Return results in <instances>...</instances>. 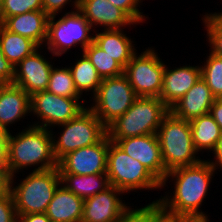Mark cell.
Returning <instances> with one entry per match:
<instances>
[{"label":"cell","instance_id":"1","mask_svg":"<svg viewBox=\"0 0 222 222\" xmlns=\"http://www.w3.org/2000/svg\"><path fill=\"white\" fill-rule=\"evenodd\" d=\"M213 173L215 170L208 160L168 172L161 187L171 177L175 180V190L173 197L166 195L155 201L162 218L172 221H209L208 216L199 211V207L207 195Z\"/></svg>","mask_w":222,"mask_h":222},{"label":"cell","instance_id":"2","mask_svg":"<svg viewBox=\"0 0 222 222\" xmlns=\"http://www.w3.org/2000/svg\"><path fill=\"white\" fill-rule=\"evenodd\" d=\"M52 130L29 125L16 136L10 133L8 139V171L16 176L18 170L38 166L33 171H43L58 167L53 153ZM40 164V165H39Z\"/></svg>","mask_w":222,"mask_h":222},{"label":"cell","instance_id":"3","mask_svg":"<svg viewBox=\"0 0 222 222\" xmlns=\"http://www.w3.org/2000/svg\"><path fill=\"white\" fill-rule=\"evenodd\" d=\"M156 135L165 176L174 169L192 166L202 161L196 157L198 151L192 141L190 121L177 118L169 112L163 118Z\"/></svg>","mask_w":222,"mask_h":222},{"label":"cell","instance_id":"4","mask_svg":"<svg viewBox=\"0 0 222 222\" xmlns=\"http://www.w3.org/2000/svg\"><path fill=\"white\" fill-rule=\"evenodd\" d=\"M169 112L159 97H137L133 105L107 127L109 139L156 134Z\"/></svg>","mask_w":222,"mask_h":222},{"label":"cell","instance_id":"5","mask_svg":"<svg viewBox=\"0 0 222 222\" xmlns=\"http://www.w3.org/2000/svg\"><path fill=\"white\" fill-rule=\"evenodd\" d=\"M11 176L10 192L13 197L16 214L45 213L54 193L61 184L58 167L43 171H33L13 187Z\"/></svg>","mask_w":222,"mask_h":222},{"label":"cell","instance_id":"6","mask_svg":"<svg viewBox=\"0 0 222 222\" xmlns=\"http://www.w3.org/2000/svg\"><path fill=\"white\" fill-rule=\"evenodd\" d=\"M107 177L110 186L127 193L139 189L162 188L161 182L139 161L123 152L109 139L107 152Z\"/></svg>","mask_w":222,"mask_h":222},{"label":"cell","instance_id":"7","mask_svg":"<svg viewBox=\"0 0 222 222\" xmlns=\"http://www.w3.org/2000/svg\"><path fill=\"white\" fill-rule=\"evenodd\" d=\"M58 126L63 128L58 141L52 137L53 153L57 161L69 152L98 143L107 134V127L89 107Z\"/></svg>","mask_w":222,"mask_h":222},{"label":"cell","instance_id":"8","mask_svg":"<svg viewBox=\"0 0 222 222\" xmlns=\"http://www.w3.org/2000/svg\"><path fill=\"white\" fill-rule=\"evenodd\" d=\"M137 97L124 74L105 78L92 98L95 105L89 109L108 127L133 105Z\"/></svg>","mask_w":222,"mask_h":222},{"label":"cell","instance_id":"9","mask_svg":"<svg viewBox=\"0 0 222 222\" xmlns=\"http://www.w3.org/2000/svg\"><path fill=\"white\" fill-rule=\"evenodd\" d=\"M56 15L48 21L46 46L53 55L61 56L72 46L80 44L84 50L93 42L89 32L92 27L79 10L67 12L55 22Z\"/></svg>","mask_w":222,"mask_h":222},{"label":"cell","instance_id":"10","mask_svg":"<svg viewBox=\"0 0 222 222\" xmlns=\"http://www.w3.org/2000/svg\"><path fill=\"white\" fill-rule=\"evenodd\" d=\"M165 63L153 49H146L139 56L135 53L124 75L138 97H159L163 87Z\"/></svg>","mask_w":222,"mask_h":222},{"label":"cell","instance_id":"11","mask_svg":"<svg viewBox=\"0 0 222 222\" xmlns=\"http://www.w3.org/2000/svg\"><path fill=\"white\" fill-rule=\"evenodd\" d=\"M80 98L58 96L47 90L39 91L30 96V112L42 121L34 126L50 129L77 117L84 107ZM51 126V127H50ZM49 127V128H48Z\"/></svg>","mask_w":222,"mask_h":222},{"label":"cell","instance_id":"12","mask_svg":"<svg viewBox=\"0 0 222 222\" xmlns=\"http://www.w3.org/2000/svg\"><path fill=\"white\" fill-rule=\"evenodd\" d=\"M108 148L106 134L98 143L67 153L58 161L60 174H106Z\"/></svg>","mask_w":222,"mask_h":222},{"label":"cell","instance_id":"13","mask_svg":"<svg viewBox=\"0 0 222 222\" xmlns=\"http://www.w3.org/2000/svg\"><path fill=\"white\" fill-rule=\"evenodd\" d=\"M123 152L139 161L161 183L165 179V167L156 134H148L123 139H110Z\"/></svg>","mask_w":222,"mask_h":222},{"label":"cell","instance_id":"14","mask_svg":"<svg viewBox=\"0 0 222 222\" xmlns=\"http://www.w3.org/2000/svg\"><path fill=\"white\" fill-rule=\"evenodd\" d=\"M50 63L37 49L14 67L12 84L22 88L30 96L36 92L47 90L53 67Z\"/></svg>","mask_w":222,"mask_h":222},{"label":"cell","instance_id":"15","mask_svg":"<svg viewBox=\"0 0 222 222\" xmlns=\"http://www.w3.org/2000/svg\"><path fill=\"white\" fill-rule=\"evenodd\" d=\"M124 192L110 186L106 190L84 200L81 222H116L131 206L123 203L120 194ZM119 194V195H118Z\"/></svg>","mask_w":222,"mask_h":222},{"label":"cell","instance_id":"16","mask_svg":"<svg viewBox=\"0 0 222 222\" xmlns=\"http://www.w3.org/2000/svg\"><path fill=\"white\" fill-rule=\"evenodd\" d=\"M72 3L91 27L99 24L104 29H122L121 27L135 23L123 10L108 0H75Z\"/></svg>","mask_w":222,"mask_h":222},{"label":"cell","instance_id":"17","mask_svg":"<svg viewBox=\"0 0 222 222\" xmlns=\"http://www.w3.org/2000/svg\"><path fill=\"white\" fill-rule=\"evenodd\" d=\"M215 99L206 81L200 77L192 88L170 108V112L177 118L191 121L210 113Z\"/></svg>","mask_w":222,"mask_h":222},{"label":"cell","instance_id":"18","mask_svg":"<svg viewBox=\"0 0 222 222\" xmlns=\"http://www.w3.org/2000/svg\"><path fill=\"white\" fill-rule=\"evenodd\" d=\"M201 77V67L182 66L163 73V87L160 99L170 109Z\"/></svg>","mask_w":222,"mask_h":222},{"label":"cell","instance_id":"19","mask_svg":"<svg viewBox=\"0 0 222 222\" xmlns=\"http://www.w3.org/2000/svg\"><path fill=\"white\" fill-rule=\"evenodd\" d=\"M49 18L50 16L43 10L30 11L8 17L1 25L8 31L26 37L42 47L47 38Z\"/></svg>","mask_w":222,"mask_h":222},{"label":"cell","instance_id":"20","mask_svg":"<svg viewBox=\"0 0 222 222\" xmlns=\"http://www.w3.org/2000/svg\"><path fill=\"white\" fill-rule=\"evenodd\" d=\"M30 113V95L22 88L11 84L0 90V128L8 130L7 126Z\"/></svg>","mask_w":222,"mask_h":222},{"label":"cell","instance_id":"21","mask_svg":"<svg viewBox=\"0 0 222 222\" xmlns=\"http://www.w3.org/2000/svg\"><path fill=\"white\" fill-rule=\"evenodd\" d=\"M83 203V199L60 184L45 213L51 222H81Z\"/></svg>","mask_w":222,"mask_h":222},{"label":"cell","instance_id":"22","mask_svg":"<svg viewBox=\"0 0 222 222\" xmlns=\"http://www.w3.org/2000/svg\"><path fill=\"white\" fill-rule=\"evenodd\" d=\"M93 37V42L124 68L136 53L133 41L123 33L122 29H104Z\"/></svg>","mask_w":222,"mask_h":222},{"label":"cell","instance_id":"23","mask_svg":"<svg viewBox=\"0 0 222 222\" xmlns=\"http://www.w3.org/2000/svg\"><path fill=\"white\" fill-rule=\"evenodd\" d=\"M60 177L61 184L83 200L90 198L110 187L107 174H60Z\"/></svg>","mask_w":222,"mask_h":222},{"label":"cell","instance_id":"24","mask_svg":"<svg viewBox=\"0 0 222 222\" xmlns=\"http://www.w3.org/2000/svg\"><path fill=\"white\" fill-rule=\"evenodd\" d=\"M0 48L5 58L15 67L39 46L26 37L8 31L0 24Z\"/></svg>","mask_w":222,"mask_h":222},{"label":"cell","instance_id":"25","mask_svg":"<svg viewBox=\"0 0 222 222\" xmlns=\"http://www.w3.org/2000/svg\"><path fill=\"white\" fill-rule=\"evenodd\" d=\"M192 141L196 150L213 151L222 130L210 113L194 118L190 121Z\"/></svg>","mask_w":222,"mask_h":222},{"label":"cell","instance_id":"26","mask_svg":"<svg viewBox=\"0 0 222 222\" xmlns=\"http://www.w3.org/2000/svg\"><path fill=\"white\" fill-rule=\"evenodd\" d=\"M74 85L80 95L84 91H92L95 95L102 82V78L99 76L97 70L92 65L87 56L83 53L82 59L80 58L74 66L69 67Z\"/></svg>","mask_w":222,"mask_h":222},{"label":"cell","instance_id":"27","mask_svg":"<svg viewBox=\"0 0 222 222\" xmlns=\"http://www.w3.org/2000/svg\"><path fill=\"white\" fill-rule=\"evenodd\" d=\"M82 51L90 60L102 79L116 77L124 73V67L94 42Z\"/></svg>","mask_w":222,"mask_h":222},{"label":"cell","instance_id":"28","mask_svg":"<svg viewBox=\"0 0 222 222\" xmlns=\"http://www.w3.org/2000/svg\"><path fill=\"white\" fill-rule=\"evenodd\" d=\"M47 91L68 98H82L75 88L70 69L66 67H52Z\"/></svg>","mask_w":222,"mask_h":222},{"label":"cell","instance_id":"29","mask_svg":"<svg viewBox=\"0 0 222 222\" xmlns=\"http://www.w3.org/2000/svg\"><path fill=\"white\" fill-rule=\"evenodd\" d=\"M201 67V77L215 98L222 97V56L210 52L206 63Z\"/></svg>","mask_w":222,"mask_h":222},{"label":"cell","instance_id":"30","mask_svg":"<svg viewBox=\"0 0 222 222\" xmlns=\"http://www.w3.org/2000/svg\"><path fill=\"white\" fill-rule=\"evenodd\" d=\"M161 218L159 206L153 201L139 209L129 207L116 222H158Z\"/></svg>","mask_w":222,"mask_h":222},{"label":"cell","instance_id":"31","mask_svg":"<svg viewBox=\"0 0 222 222\" xmlns=\"http://www.w3.org/2000/svg\"><path fill=\"white\" fill-rule=\"evenodd\" d=\"M37 10H43L42 0H3L0 24L8 17Z\"/></svg>","mask_w":222,"mask_h":222},{"label":"cell","instance_id":"32","mask_svg":"<svg viewBox=\"0 0 222 222\" xmlns=\"http://www.w3.org/2000/svg\"><path fill=\"white\" fill-rule=\"evenodd\" d=\"M202 19L206 26L211 52L222 56V20L215 13H207Z\"/></svg>","mask_w":222,"mask_h":222},{"label":"cell","instance_id":"33","mask_svg":"<svg viewBox=\"0 0 222 222\" xmlns=\"http://www.w3.org/2000/svg\"><path fill=\"white\" fill-rule=\"evenodd\" d=\"M111 2L114 6L120 8L123 10L134 22L136 23H142L145 16L143 15V12H140L138 6L141 0H108Z\"/></svg>","mask_w":222,"mask_h":222},{"label":"cell","instance_id":"34","mask_svg":"<svg viewBox=\"0 0 222 222\" xmlns=\"http://www.w3.org/2000/svg\"><path fill=\"white\" fill-rule=\"evenodd\" d=\"M0 222H17L16 208L10 191L0 196Z\"/></svg>","mask_w":222,"mask_h":222},{"label":"cell","instance_id":"35","mask_svg":"<svg viewBox=\"0 0 222 222\" xmlns=\"http://www.w3.org/2000/svg\"><path fill=\"white\" fill-rule=\"evenodd\" d=\"M14 66L5 58L0 48V84L8 85L13 82Z\"/></svg>","mask_w":222,"mask_h":222},{"label":"cell","instance_id":"36","mask_svg":"<svg viewBox=\"0 0 222 222\" xmlns=\"http://www.w3.org/2000/svg\"><path fill=\"white\" fill-rule=\"evenodd\" d=\"M10 131L0 128V166L8 167V139Z\"/></svg>","mask_w":222,"mask_h":222},{"label":"cell","instance_id":"37","mask_svg":"<svg viewBox=\"0 0 222 222\" xmlns=\"http://www.w3.org/2000/svg\"><path fill=\"white\" fill-rule=\"evenodd\" d=\"M68 2L71 0H42L43 11L49 16L57 15Z\"/></svg>","mask_w":222,"mask_h":222},{"label":"cell","instance_id":"38","mask_svg":"<svg viewBox=\"0 0 222 222\" xmlns=\"http://www.w3.org/2000/svg\"><path fill=\"white\" fill-rule=\"evenodd\" d=\"M11 175L8 167L0 166V196L7 194L10 191Z\"/></svg>","mask_w":222,"mask_h":222},{"label":"cell","instance_id":"39","mask_svg":"<svg viewBox=\"0 0 222 222\" xmlns=\"http://www.w3.org/2000/svg\"><path fill=\"white\" fill-rule=\"evenodd\" d=\"M17 222H51L46 213H32L17 216Z\"/></svg>","mask_w":222,"mask_h":222},{"label":"cell","instance_id":"40","mask_svg":"<svg viewBox=\"0 0 222 222\" xmlns=\"http://www.w3.org/2000/svg\"><path fill=\"white\" fill-rule=\"evenodd\" d=\"M210 114L222 130V97L215 99L211 106Z\"/></svg>","mask_w":222,"mask_h":222},{"label":"cell","instance_id":"41","mask_svg":"<svg viewBox=\"0 0 222 222\" xmlns=\"http://www.w3.org/2000/svg\"><path fill=\"white\" fill-rule=\"evenodd\" d=\"M213 154H214V161H210L209 160V163H210V166L216 171L217 168H221L222 170V133H221V136L220 138L218 139V142L216 144V147L215 149L213 150ZM219 166V167H218Z\"/></svg>","mask_w":222,"mask_h":222},{"label":"cell","instance_id":"42","mask_svg":"<svg viewBox=\"0 0 222 222\" xmlns=\"http://www.w3.org/2000/svg\"><path fill=\"white\" fill-rule=\"evenodd\" d=\"M158 222H175V221L167 220V219L161 218Z\"/></svg>","mask_w":222,"mask_h":222},{"label":"cell","instance_id":"43","mask_svg":"<svg viewBox=\"0 0 222 222\" xmlns=\"http://www.w3.org/2000/svg\"><path fill=\"white\" fill-rule=\"evenodd\" d=\"M175 222H209V221H175Z\"/></svg>","mask_w":222,"mask_h":222},{"label":"cell","instance_id":"44","mask_svg":"<svg viewBox=\"0 0 222 222\" xmlns=\"http://www.w3.org/2000/svg\"><path fill=\"white\" fill-rule=\"evenodd\" d=\"M215 14L222 20V13H220V12H219V13H216V12H215Z\"/></svg>","mask_w":222,"mask_h":222},{"label":"cell","instance_id":"45","mask_svg":"<svg viewBox=\"0 0 222 222\" xmlns=\"http://www.w3.org/2000/svg\"><path fill=\"white\" fill-rule=\"evenodd\" d=\"M2 4H3V0H0V10H1Z\"/></svg>","mask_w":222,"mask_h":222}]
</instances>
